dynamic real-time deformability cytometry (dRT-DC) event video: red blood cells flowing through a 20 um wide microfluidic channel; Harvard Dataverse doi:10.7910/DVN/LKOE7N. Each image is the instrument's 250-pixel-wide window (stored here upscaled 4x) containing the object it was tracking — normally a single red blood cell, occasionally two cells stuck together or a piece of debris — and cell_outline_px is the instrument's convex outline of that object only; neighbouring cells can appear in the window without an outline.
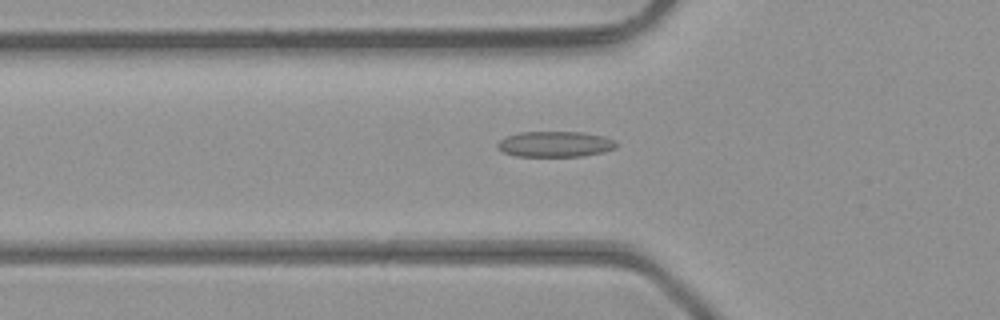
{"species": "common noctule bat (a hibernating species)", "species_latin": "Nyctalus noctula", "temperature_condition": "room temperature", "stored_images_in_passage": 42, "camera_frame_rate_fps": 3000, "um_per_image_px": 0.085, "animal": {"sex": "male", "body_mass_g": 23.1, "forearm_length_mm": 52.7}, "frame": {"image": 1, "passage_image": 16, "time_ms": 5.0, "image_size_px": [1000, 320], "cell_outline_px": [[616, 148], [604, 152], [584, 156], [516, 156], [504, 152], [496, 148], [496, 144], [500, 140], [508, 136], [520, 132], [584, 132], [616, 140]], "centroid_in_image_um": [47.19, 12.25], "position_along_channel_um": 78.6, "area_um2": 17.74}}
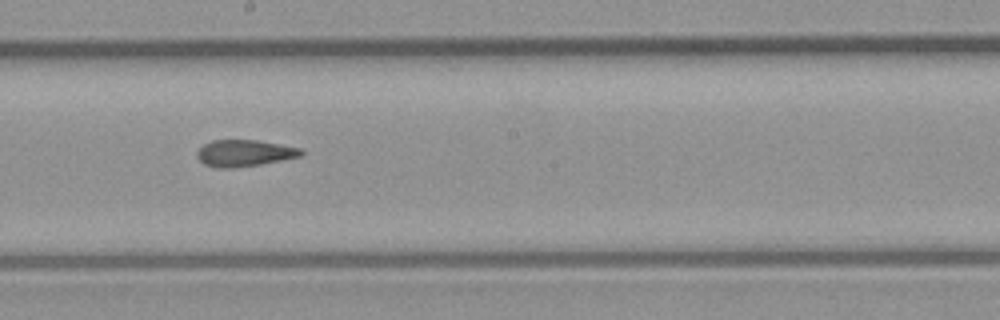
{"frame": {"image": 2, "passage_image": 26, "time_ms": 8.333, "image_size_px": [1000, 320], "cell_outline_px": [[304, 152], [300, 156], [260, 164], [232, 168], [216, 168], [204, 164], [196, 156], [196, 152], [204, 144], [212, 140], [256, 140], [300, 148]], "centroid_in_image_um": [20.72, 13.02], "position_along_channel_um": 227.5, "area_um2": 15.95}}
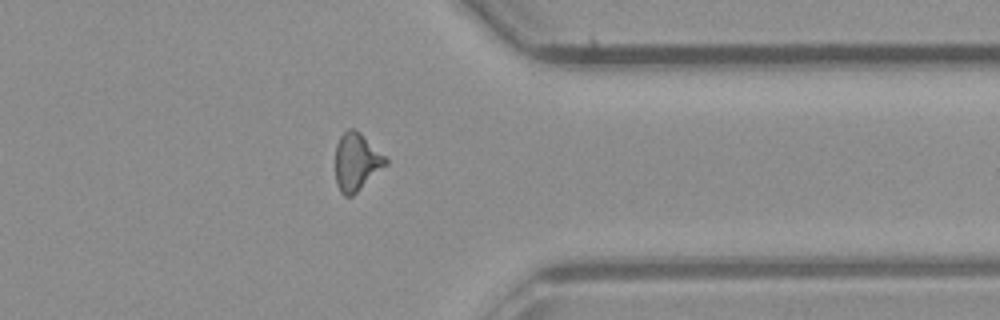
{"frame": {"image": 3, "passage_image": 37, "time_ms": 12.0, "image_size_px": [1000, 320], "cell_outline_px": [[388, 164], [352, 196], [344, 196], [340, 192], [336, 184], [336, 144], [340, 136], [348, 128], [352, 128], [360, 132], [388, 160]], "centroid_in_image_um": [30.29, 13.77], "position_along_channel_um": 381.1, "area_um2": 16.76}}